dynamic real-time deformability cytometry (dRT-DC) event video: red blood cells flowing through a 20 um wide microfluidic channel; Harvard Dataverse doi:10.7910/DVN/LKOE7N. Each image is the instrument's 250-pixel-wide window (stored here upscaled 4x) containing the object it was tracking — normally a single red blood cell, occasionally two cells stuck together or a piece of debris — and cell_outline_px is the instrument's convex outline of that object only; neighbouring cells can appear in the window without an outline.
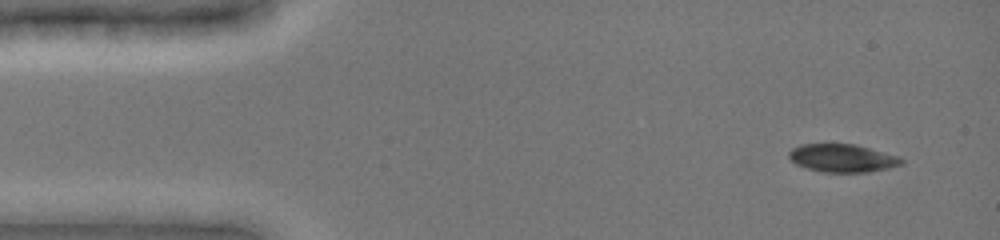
{"species": "common noctule bat (a hibernating species)", "species_latin": "Nyctalus noctula", "temperature_condition": "cold", "stored_images_in_passage": 48, "camera_frame_rate_fps": 3000, "um_per_image_px": 0.085, "animal": {"sex": "female", "body_mass_g": 19.0, "forearm_length_mm": 51.5}, "frame": {"image": 1, "passage_image": 3, "time_ms": 0.667, "image_size_px": [1000, 240], "cell_outline_px": [[904, 164], [888, 168], [868, 172], [824, 172], [808, 168], [796, 164], [788, 156], [788, 152], [792, 148], [800, 144], [856, 144], [900, 156], [904, 160]], "centroid_in_image_um": [71.64, 13.43], "position_along_channel_um": 13.4, "area_um2": 18.44}}
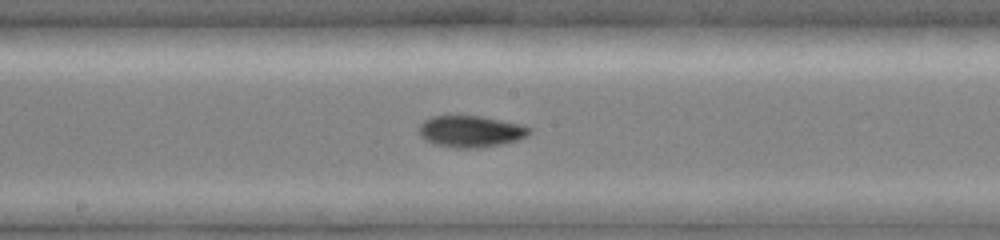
{"frame": {"image": 2, "passage_image": 25, "time_ms": 8.0, "image_size_px": [1000, 240], "cell_outline_px": [[532, 132], [528, 136], [516, 140], [500, 144], [480, 148], [456, 148], [436, 144], [424, 140], [420, 136], [420, 124], [424, 120], [432, 116], [484, 116], [524, 124], [532, 128]], "centroid_in_image_um": [40.06, 11.16], "position_along_channel_um": 208.1, "area_um2": 20.52}}
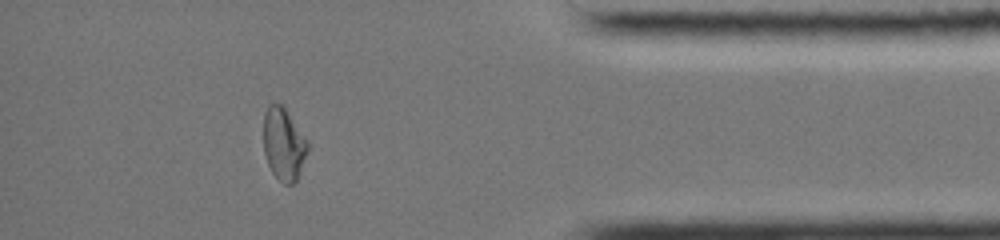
{"frame": {"image": 3, "passage_image": 42, "time_ms": 13.667, "image_size_px": [1000, 240], "cell_outline_px": [[308, 152], [296, 180], [292, 184], [284, 184], [272, 172], [268, 164], [264, 152], [264, 112], [268, 104], [284, 104], [308, 140]], "centroid_in_image_um": [24.12, 12.2], "position_along_channel_um": 411.1, "area_um2": 18.84}, "authors_computed_cell_mechanics": {"area_um2": 19.652, "velocity_mm_per_s": 3.9518, "shape_relaxation_time_tau1_ms": 4.0322, "shape_relaxation_time_tau2_ms": 3.5031, "deformation_change_tau1": 0.1254, "deformation_change_tau2": 0.0541}}